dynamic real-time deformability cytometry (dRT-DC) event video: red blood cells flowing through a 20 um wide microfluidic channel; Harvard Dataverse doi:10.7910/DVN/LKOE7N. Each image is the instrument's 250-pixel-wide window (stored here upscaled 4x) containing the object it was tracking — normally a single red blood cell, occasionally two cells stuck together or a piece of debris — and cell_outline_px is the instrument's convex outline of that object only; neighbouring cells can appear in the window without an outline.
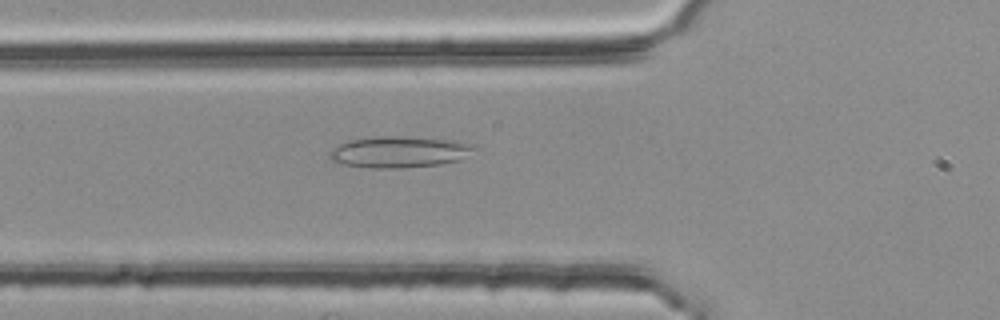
{"species": "common noctule bat (a hibernating species)", "species_latin": "Nyctalus noctula", "temperature_condition": "room temperature", "stored_images_in_passage": 44, "camera_frame_rate_fps": 3000, "um_per_image_px": 0.085, "animal": {"sex": "female", "body_mass_g": 25.1}, "frame": {"image": 1, "passage_image": 9, "time_ms": 2.667, "image_size_px": [1000, 320], "cell_outline_px": [[476, 148], [460, 160], [440, 164], [400, 168], [368, 168], [340, 164], [332, 160], [328, 156], [328, 152], [332, 148], [340, 144], [352, 140], [376, 136], [396, 136], [456, 140], [476, 144]], "centroid_in_image_um": [33.93, 12.92], "position_along_channel_um": 91.9, "area_um2": 26.53}}
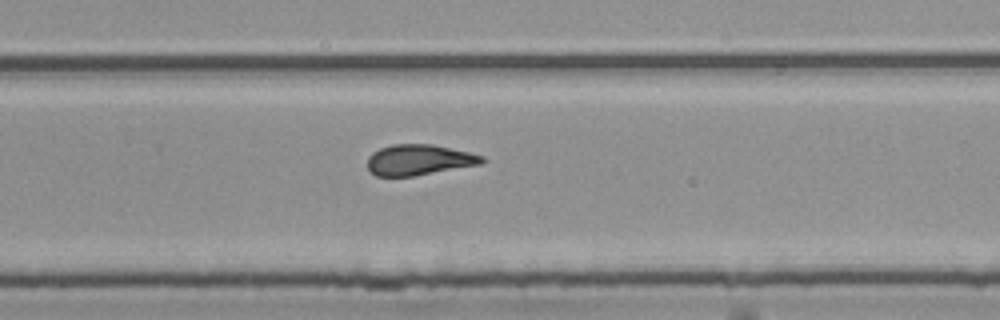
{"frame": {"image": 2, "passage_image": 25, "time_ms": 8.0, "image_size_px": [1000, 320], "cell_outline_px": [[484, 160], [480, 164], [412, 176], [376, 176], [368, 168], [368, 156], [372, 152], [380, 148], [392, 144], [432, 144], [468, 152], [484, 156]], "centroid_in_image_um": [35.58, 13.58], "position_along_channel_um": 294.2, "area_um2": 20.23}}
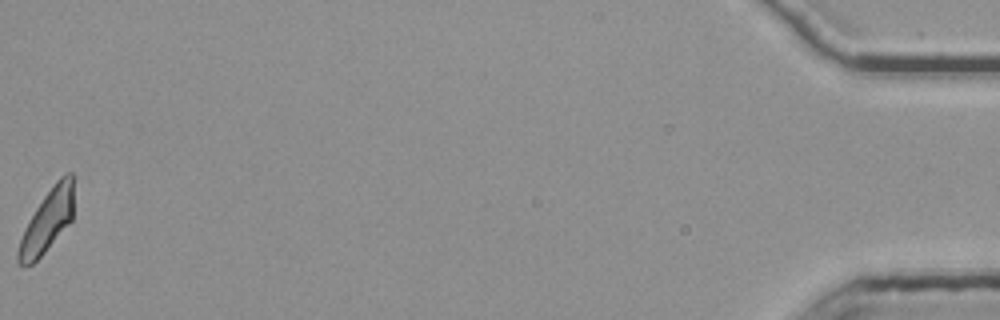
{"frame": {"image": 3, "passage_image": 44, "time_ms": 14.333, "image_size_px": [1000, 320], "cell_outline_px": [[72, 220], [44, 252], [32, 264], [24, 268], [16, 260], [16, 252], [24, 228], [36, 208], [44, 196], [56, 180], [60, 176], [68, 172], [72, 172]], "centroid_in_image_um": [3.97, 18.81], "position_along_channel_um": 431.2, "area_um2": 19.83}, "authors_computed_cell_mechanics": {"area_um2": 20.8658, "velocity_mm_per_s": 3.7986, "shape_relaxation_time_tau1_ms": null, "shape_relaxation_time_tau2_ms": 2.2071, "deformation_change_tau1": null, "deformation_change_tau2": 0.1118}}